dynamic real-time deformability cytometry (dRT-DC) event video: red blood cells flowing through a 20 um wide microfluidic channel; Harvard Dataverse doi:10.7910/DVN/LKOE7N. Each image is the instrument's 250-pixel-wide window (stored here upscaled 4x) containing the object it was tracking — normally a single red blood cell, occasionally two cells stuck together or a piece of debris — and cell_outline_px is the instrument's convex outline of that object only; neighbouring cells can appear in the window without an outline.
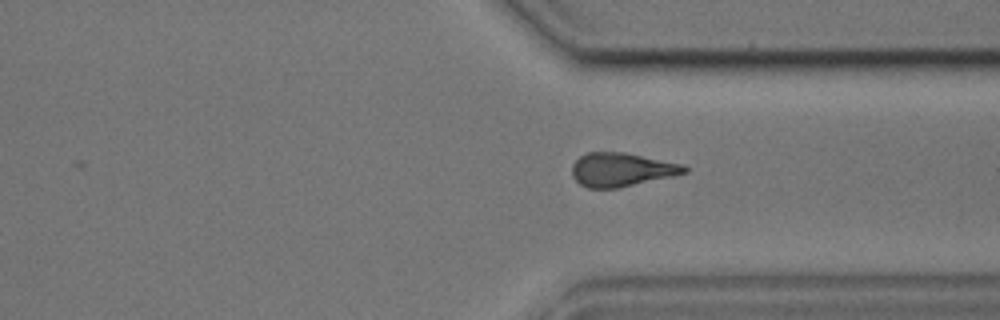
{"species": "common noctule bat (a hibernating species)", "species_latin": "Nyctalus noctula", "temperature_condition": "cold", "stored_images_in_passage": 30, "camera_frame_rate_fps": 3000, "um_per_image_px": 0.085, "animal": {"sex": "male", "body_mass_g": 17.9, "forearm_length_mm": 54.2}, "frame": {"image": 1, "passage_image": 26, "time_ms": 8.333, "image_size_px": [1000, 320], "cell_outline_px": [[688, 172], [672, 176], [620, 188], [588, 188], [580, 184], [572, 176], [572, 164], [580, 156], [588, 152], [624, 152], [684, 164], [688, 168]], "centroid_in_image_um": [52.83, 14.42], "position_along_channel_um": 358.6, "area_um2": 22.14}}